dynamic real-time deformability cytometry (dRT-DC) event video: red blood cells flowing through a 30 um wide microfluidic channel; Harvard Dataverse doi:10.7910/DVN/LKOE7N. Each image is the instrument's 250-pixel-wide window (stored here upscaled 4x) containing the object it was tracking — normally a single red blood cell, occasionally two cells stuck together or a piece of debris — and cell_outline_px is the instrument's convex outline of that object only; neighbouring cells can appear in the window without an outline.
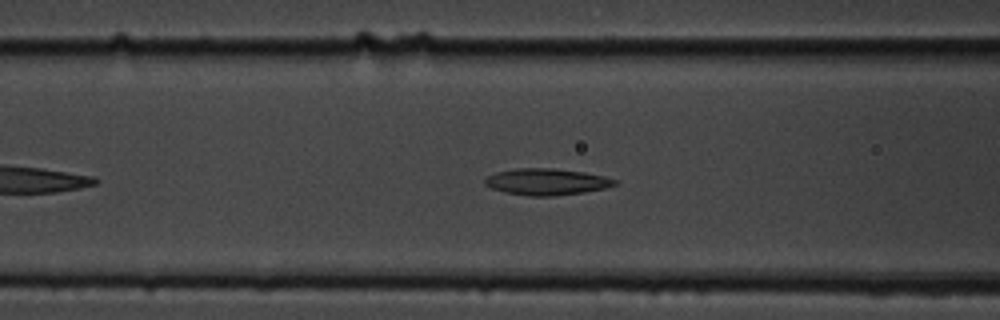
{"species": "common noctule bat (a hibernating species)", "species_latin": "Nyctalus noctula", "temperature_condition": "cold", "stored_images_in_passage": 45, "camera_frame_rate_fps": 3000, "um_per_image_px": 0.085, "animal": {"sex": "male", "body_mass_g": 19.5, "forearm_length_mm": 54.6}, "frame": {"image": 1, "passage_image": 11, "time_ms": 3.333, "image_size_px": [1000, 320], "cell_outline_px": [[616, 184], [604, 188], [584, 192], [552, 196], [528, 196], [504, 192], [492, 188], [484, 184], [484, 180], [488, 176], [496, 172], [516, 168], [552, 168], [584, 172], [604, 176], [616, 180]], "centroid_in_image_um": [46.43, 15.45], "position_along_channel_um": 120.2, "area_um2": 19.94}}
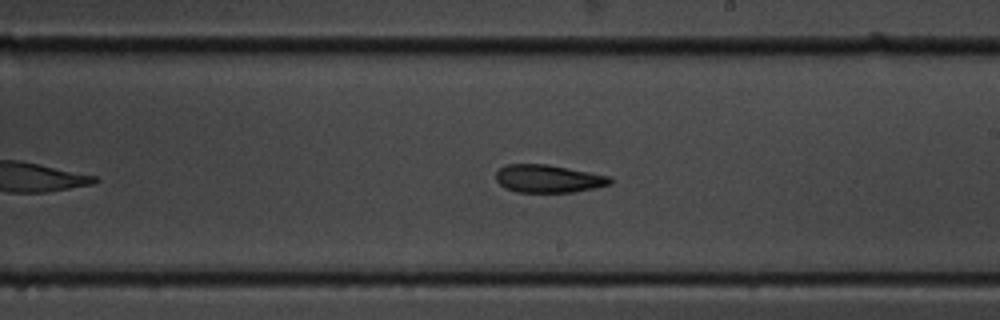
{"frame": {"image": 2, "passage_image": 21, "time_ms": 6.667, "image_size_px": [1000, 320], "cell_outline_px": [[612, 184], [596, 188], [576, 192], [516, 192], [504, 188], [496, 180], [496, 172], [504, 164], [548, 164], [612, 176]], "centroid_in_image_um": [46.63, 15.19], "position_along_channel_um": 242.4, "area_um2": 18.84}}
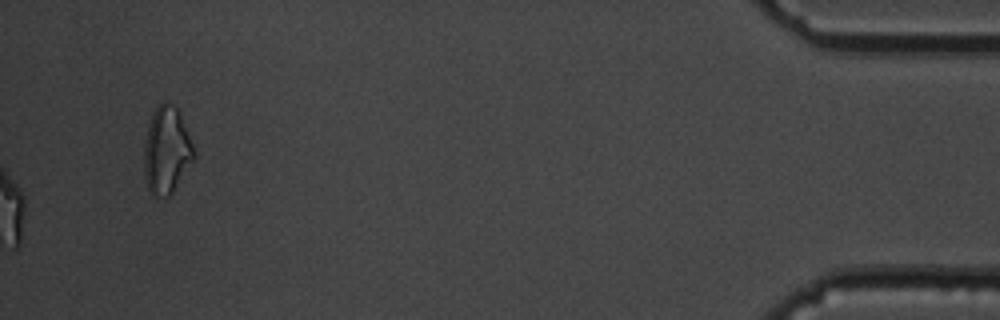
{"frame": {"image": 3, "passage_image": 45, "time_ms": 14.667, "image_size_px": [1000, 320], "cell_outline_px": [[196, 156], [172, 192], [168, 196], [152, 196], [148, 192], [144, 176], [144, 144], [148, 124], [152, 112], [164, 100], [176, 108], [180, 112], [192, 144]], "centroid_in_image_um": [14.13, 12.79], "position_along_channel_um": 421.1, "area_um2": 25.26}, "authors_computed_cell_mechanics": {"area_um2": 19.941, "velocity_mm_per_s": 3.6782, "shape_relaxation_time_tau1_ms": null, "shape_relaxation_time_tau2_ms": 4.6992, "deformation_change_tau1": null, "deformation_change_tau2": 0.123}}